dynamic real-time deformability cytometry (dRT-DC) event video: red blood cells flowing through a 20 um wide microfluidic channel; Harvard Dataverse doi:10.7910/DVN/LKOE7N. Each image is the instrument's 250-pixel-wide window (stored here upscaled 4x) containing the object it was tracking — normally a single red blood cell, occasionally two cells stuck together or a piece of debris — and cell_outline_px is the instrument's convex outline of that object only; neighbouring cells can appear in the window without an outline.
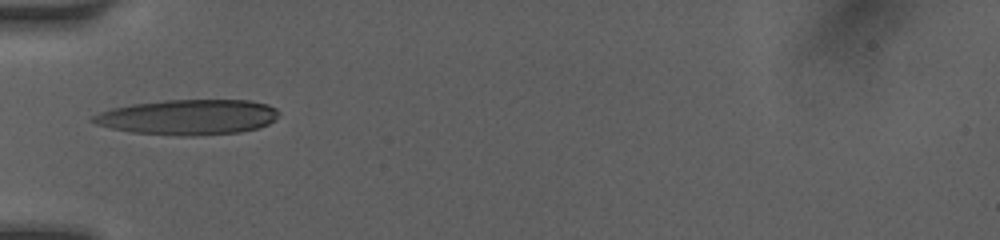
{"species": "human", "species_latin": "Homo sapiens", "temperature_condition": "room temperature", "stored_images_in_passage": 16, "camera_frame_rate_fps": 3000, "um_per_image_px": 0.085, "donor": {"sex": "female"}, "frame": {"image": 1, "passage_image": 1, "time_ms": 0.0, "image_size_px": [1000, 240], "cell_outline_px": [[280, 112], [268, 124], [256, 128], [240, 132], [196, 136], [176, 136], [132, 132], [112, 128], [96, 124], [88, 120], [92, 116], [100, 112], [112, 108], [132, 104], [164, 100], [248, 100], [268, 104], [276, 108]], "centroid_in_image_um": [15.97, 9.95], "position_along_channel_um": 69.0, "area_um2": 38.26}}
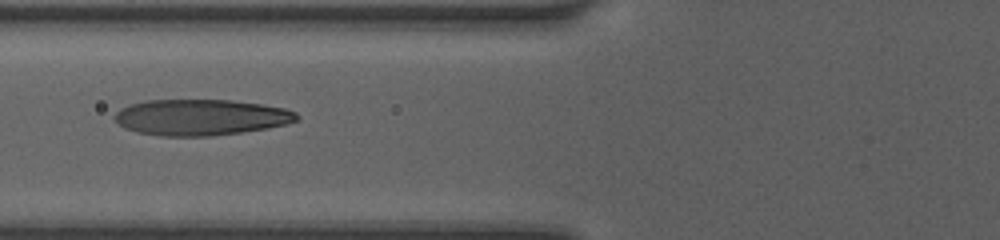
{"frame": {"image": 2, "passage_image": 8, "time_ms": 1.0, "image_size_px": [1000, 240], "cell_outline_px": [[300, 116], [296, 120], [284, 124], [264, 128], [240, 132], [212, 136], [160, 136], [136, 132], [124, 128], [112, 116], [120, 108], [128, 104], [144, 100], [232, 100], [264, 104], [284, 108], [296, 112]], "centroid_in_image_um": [17.01, 9.96], "position_along_channel_um": 108.8, "area_um2": 38.32}}
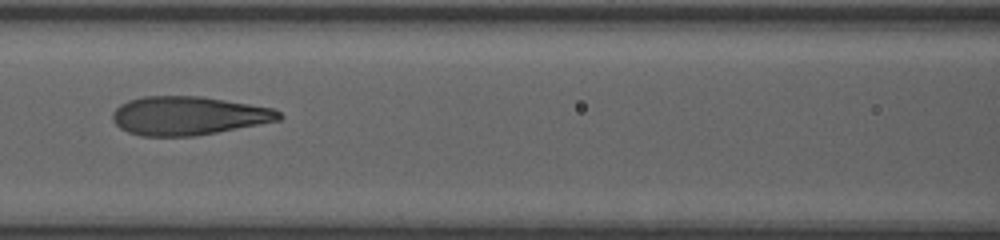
{"frame": {"image": 3, "passage_image": 14, "time_ms": 2.0, "image_size_px": [1000, 240], "cell_outline_px": [[284, 116], [280, 120], [216, 132], [192, 136], [140, 136], [128, 132], [120, 128], [112, 120], [112, 112], [120, 104], [128, 100], [144, 96], [200, 96], [272, 108], [280, 112]], "centroid_in_image_um": [15.97, 9.83], "position_along_channel_um": 150.6, "area_um2": 37.28}}